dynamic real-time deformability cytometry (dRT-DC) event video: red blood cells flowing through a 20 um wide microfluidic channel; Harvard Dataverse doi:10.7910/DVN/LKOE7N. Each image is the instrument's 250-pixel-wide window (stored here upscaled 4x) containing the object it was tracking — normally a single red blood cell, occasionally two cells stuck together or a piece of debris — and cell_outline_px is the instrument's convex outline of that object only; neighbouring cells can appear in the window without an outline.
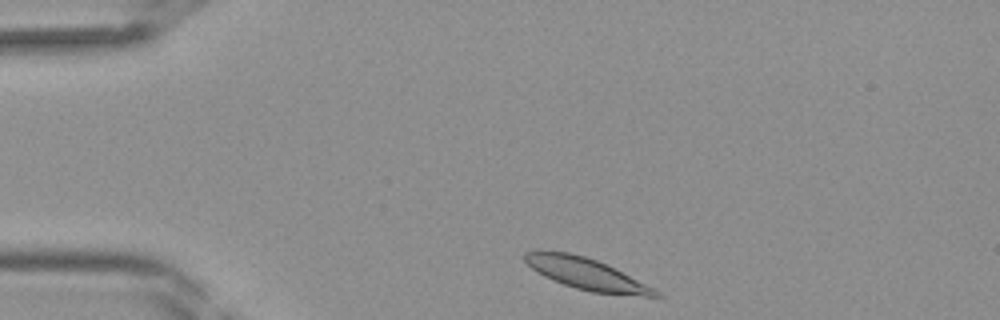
{"species": "Egyptian fruit bat (a non-hibernating species)", "species_latin": "Rousettus aegyptiacus", "temperature_condition": "room temperature", "stored_images_in_passage": 35, "camera_frame_rate_fps": 3000, "um_per_image_px": 0.085, "frame": {"image": 1, "passage_image": 1, "time_ms": 0.0, "image_size_px": [1000, 320], "cell_outline_px": [[664, 296], [644, 296], [592, 292], [576, 288], [552, 280], [536, 272], [524, 260], [524, 252], [536, 248], [540, 248], [568, 252], [584, 256], [596, 260], [660, 292]], "centroid_in_image_um": [49.69, 23.23], "position_along_channel_um": 35.3, "area_um2": 23.7}}
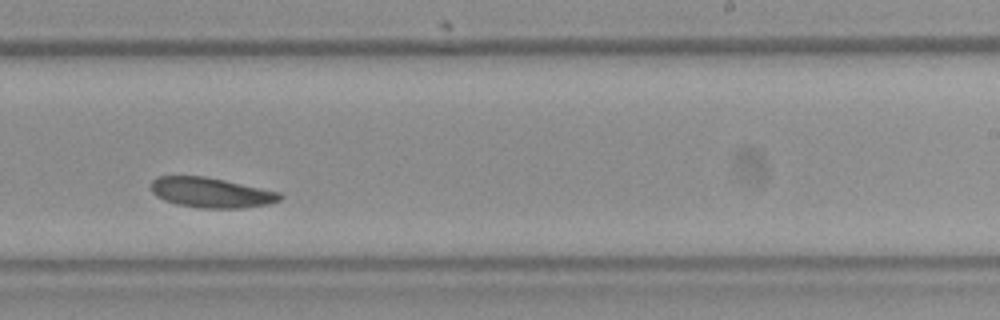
{"frame": {"image": 2, "passage_image": 19, "time_ms": 6.0, "image_size_px": [1000, 320], "cell_outline_px": [[284, 196], [280, 200], [268, 204], [244, 208], [200, 208], [176, 204], [164, 200], [156, 196], [152, 192], [152, 180], [156, 176], [204, 176], [224, 180], [280, 192]], "centroid_in_image_um": [17.95, 16.37], "position_along_channel_um": 271.1, "area_um2": 22.6}}
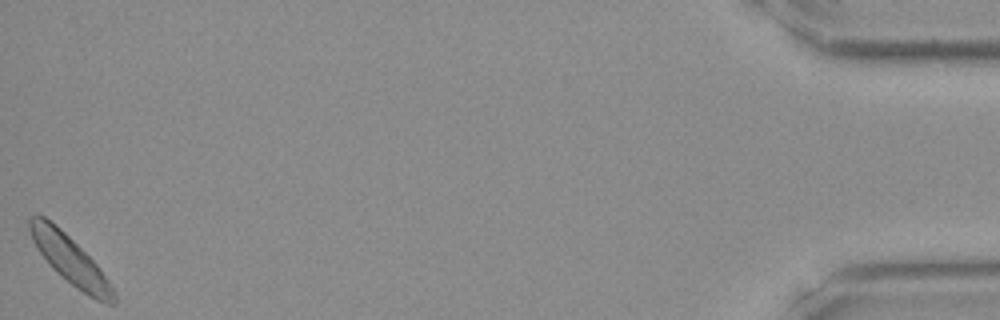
{"frame": {"image": 3, "passage_image": 35, "time_ms": 11.333, "image_size_px": [1000, 320], "cell_outline_px": [[116, 304], [108, 304], [96, 300], [88, 296], [76, 288], [56, 272], [48, 264], [36, 248], [32, 240], [28, 228], [28, 220], [32, 216], [44, 216], [56, 224], [100, 268], [108, 280], [116, 296]], "centroid_in_image_um": [5.93, 22.11], "position_along_channel_um": 429.3, "area_um2": 23.47}}